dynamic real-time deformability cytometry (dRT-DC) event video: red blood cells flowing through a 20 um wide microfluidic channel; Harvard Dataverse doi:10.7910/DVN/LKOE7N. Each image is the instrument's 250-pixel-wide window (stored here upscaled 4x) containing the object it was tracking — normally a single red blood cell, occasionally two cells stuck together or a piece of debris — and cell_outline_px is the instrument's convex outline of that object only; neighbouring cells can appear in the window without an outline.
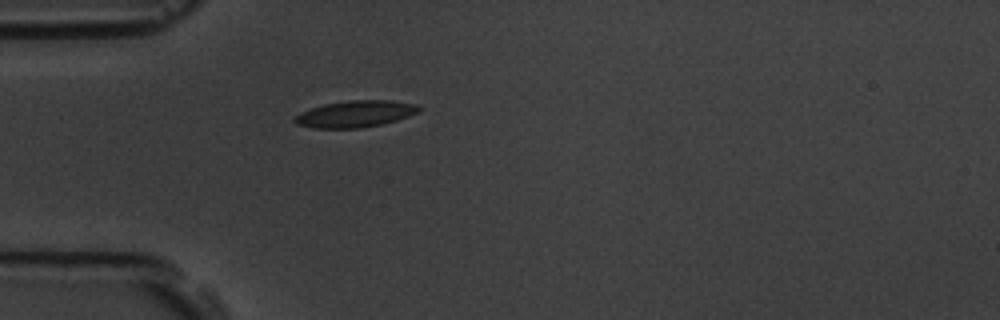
{"species": "common noctule bat (a hibernating species)", "species_latin": "Nyctalus noctula", "temperature_condition": "room temperature", "stored_images_in_passage": 1, "camera_frame_rate_fps": 3000, "um_per_image_px": 0.085, "animal": {"sex": "male", "body_mass_g": 19.5, "forearm_length_mm": 54.6}, "frame": {"image": 1, "passage_image": 1, "time_ms": 0.0, "image_size_px": [1000, 320], "cell_outline_px": [[420, 112], [396, 120], [380, 124], [360, 128], [312, 128], [296, 124], [292, 120], [300, 112], [324, 104], [348, 100], [392, 100], [416, 104], [420, 108]], "centroid_in_image_um": [30.19, 9.68], "position_along_channel_um": 54.8, "area_um2": 19.25}}